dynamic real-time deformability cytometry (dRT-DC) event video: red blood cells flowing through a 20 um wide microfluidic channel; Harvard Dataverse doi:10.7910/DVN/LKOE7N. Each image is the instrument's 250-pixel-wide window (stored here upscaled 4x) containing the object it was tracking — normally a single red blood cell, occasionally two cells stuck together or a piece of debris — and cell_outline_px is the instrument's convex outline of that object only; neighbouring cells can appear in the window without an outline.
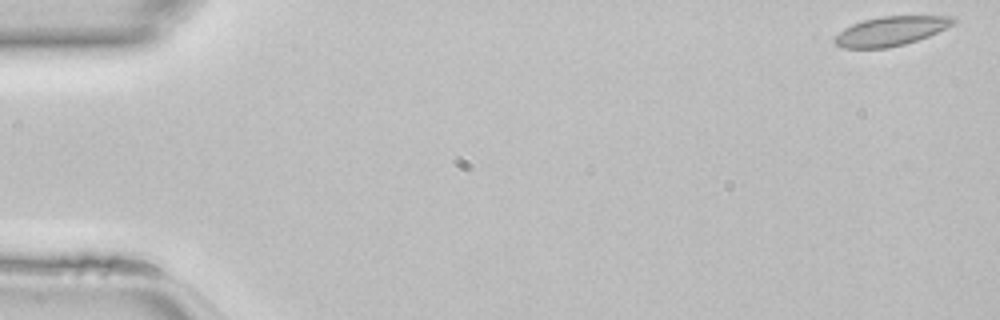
{"species": "common noctule bat (a hibernating species)", "species_latin": "Nyctalus noctula", "temperature_condition": "room temperature", "stored_images_in_passage": 46, "camera_frame_rate_fps": 3000, "um_per_image_px": 0.085, "animal": {"sex": "female", "body_mass_g": 22.7, "forearm_length_mm": 54.2}, "frame": {"image": 1, "passage_image": 1, "time_ms": 0.0, "image_size_px": [1000, 320], "cell_outline_px": [[956, 20], [952, 24], [928, 36], [904, 44], [888, 48], [840, 48], [832, 40], [844, 28], [852, 24], [864, 20], [880, 16], [952, 16]], "centroid_in_image_um": [75.66, 2.64], "position_along_channel_um": 9.3, "area_um2": 20.0}}
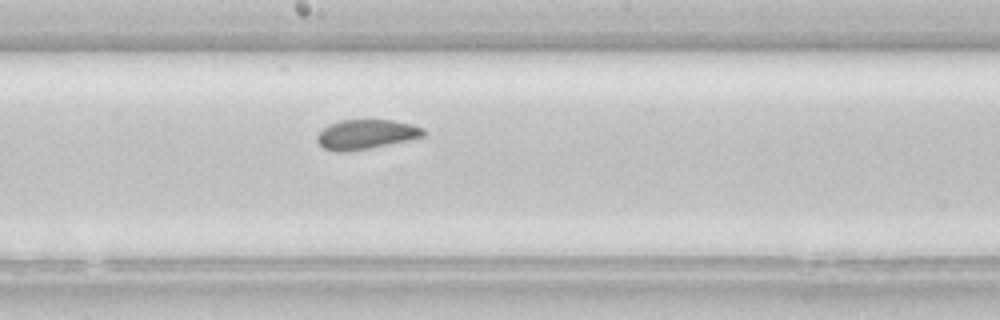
{"frame": {"image": 2, "passage_image": 25, "time_ms": 8.0, "image_size_px": [1000, 320], "cell_outline_px": [[424, 136], [408, 140], [368, 148], [344, 152], [336, 152], [324, 148], [316, 140], [316, 136], [328, 124], [340, 120], [392, 120], [412, 124], [424, 128]], "centroid_in_image_um": [31.09, 11.41], "position_along_channel_um": 217.1, "area_um2": 18.21}}
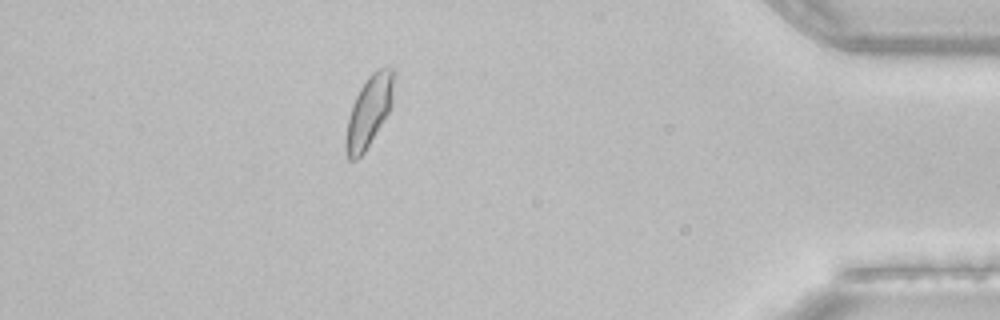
{"frame": {"image": 3, "passage_image": 41, "time_ms": 13.333, "image_size_px": [1000, 320], "cell_outline_px": [[396, 72], [392, 104], [388, 112], [364, 152], [356, 160], [348, 160], [344, 144], [348, 116], [352, 104], [360, 88], [368, 76], [376, 68], [396, 68]], "centroid_in_image_um": [31.37, 9.42], "position_along_channel_um": 403.8, "area_um2": 20.0}}